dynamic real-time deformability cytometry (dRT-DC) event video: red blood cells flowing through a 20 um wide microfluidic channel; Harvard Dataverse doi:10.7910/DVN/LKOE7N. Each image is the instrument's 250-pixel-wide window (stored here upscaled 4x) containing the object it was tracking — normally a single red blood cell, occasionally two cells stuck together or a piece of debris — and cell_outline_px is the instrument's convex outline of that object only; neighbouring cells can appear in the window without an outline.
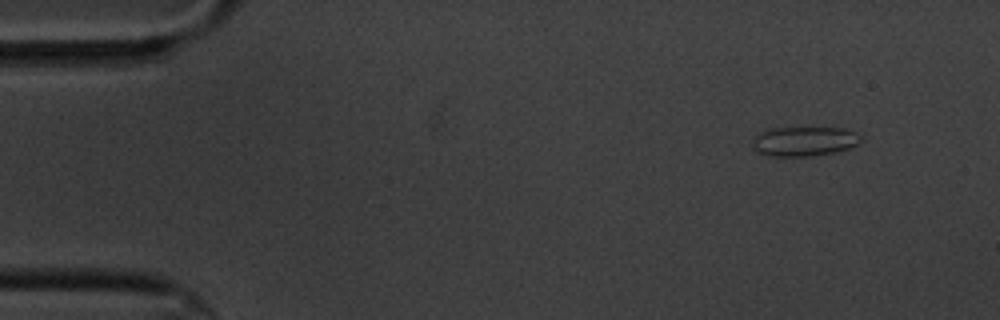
{"species": "common noctule bat (a hibernating species)", "species_latin": "Nyctalus noctula", "temperature_condition": "cold", "stored_images_in_passage": 4, "camera_frame_rate_fps": 3000, "um_per_image_px": 0.085, "animal": {"sex": "male", "body_mass_g": 20.1, "forearm_length_mm": 53.5}, "frame": {"image": 1, "passage_image": 1, "time_ms": 0.0, "image_size_px": [1000, 320], "cell_outline_px": [[864, 140], [860, 144], [840, 152], [808, 156], [772, 156], [756, 152], [752, 148], [752, 136], [764, 128], [844, 128], [856, 132], [864, 136]], "centroid_in_image_um": [68.37, 12.01], "position_along_channel_um": 16.6, "area_um2": 19.36}}
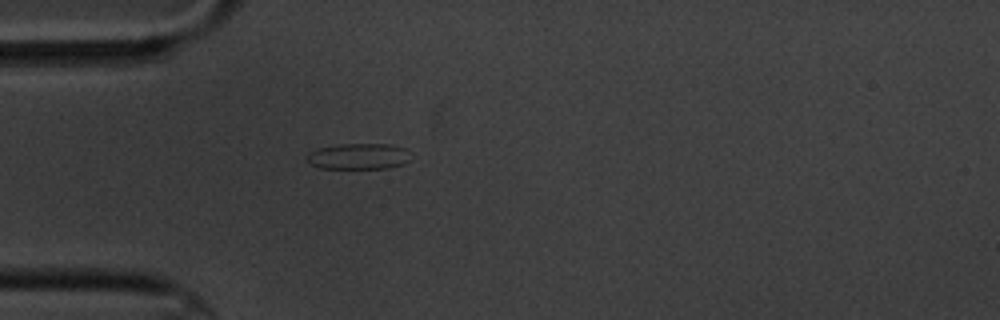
{"frame": {"image": 2, "passage_image": 4, "time_ms": 3.667, "image_size_px": [1000, 320], "cell_outline_px": [[408, 160], [404, 164], [388, 168], [320, 168], [308, 164], [304, 160], [304, 156], [308, 152], [320, 148], [340, 144], [388, 144], [404, 148]], "centroid_in_image_um": [30.36, 13.3], "position_along_channel_um": 54.6, "area_um2": 15.66}}